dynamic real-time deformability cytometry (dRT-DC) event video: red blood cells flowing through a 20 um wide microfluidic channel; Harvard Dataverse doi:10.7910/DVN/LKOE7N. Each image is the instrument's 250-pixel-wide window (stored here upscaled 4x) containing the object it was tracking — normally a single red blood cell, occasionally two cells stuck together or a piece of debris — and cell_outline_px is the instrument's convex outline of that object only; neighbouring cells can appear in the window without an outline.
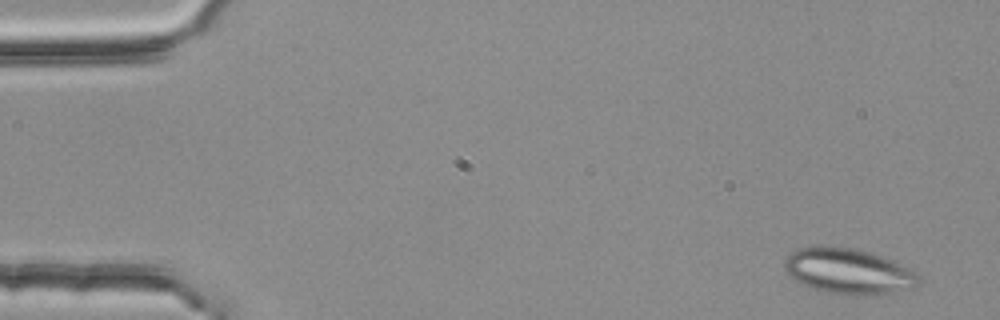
{"species": "common noctule bat (a hibernating species)", "species_latin": "Nyctalus noctula", "temperature_condition": "room temperature", "stored_images_in_passage": 4, "camera_frame_rate_fps": 3000, "um_per_image_px": 0.085, "animal": {"sex": "female", "body_mass_g": 25.1}, "frame": {"image": 1, "passage_image": 1, "time_ms": 0.0, "image_size_px": [1000, 320], "cell_outline_px": [[920, 284], [916, 288], [880, 296], [856, 296], [828, 292], [812, 288], [796, 280], [784, 268], [784, 260], [796, 248], [816, 244], [828, 244], [852, 248], [872, 252], [892, 260], [916, 272], [920, 276]], "centroid_in_image_um": [72.17, 23.05], "position_along_channel_um": 12.8, "area_um2": 36.59}}